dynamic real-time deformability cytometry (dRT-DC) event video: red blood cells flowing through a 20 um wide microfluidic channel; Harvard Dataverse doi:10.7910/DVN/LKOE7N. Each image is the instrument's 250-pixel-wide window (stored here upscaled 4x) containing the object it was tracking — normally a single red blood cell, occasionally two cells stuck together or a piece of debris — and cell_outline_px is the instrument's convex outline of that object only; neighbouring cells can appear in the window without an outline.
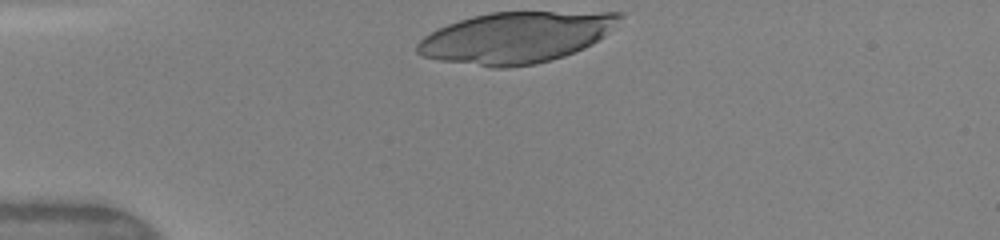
{"species": "human", "species_latin": "Homo sapiens", "temperature_condition": "warm", "stored_images_in_passage": 30, "camera_frame_rate_fps": 3000, "um_per_image_px": 0.085, "donor": {"sex": "female"}, "frame": {"image": 1, "passage_image": 1, "time_ms": 0.0, "image_size_px": [1000, 240], "cell_outline_px": [[624, 16], [604, 36], [592, 44], [584, 48], [564, 56], [536, 64], [508, 68], [496, 68], [440, 60], [420, 56], [416, 52], [416, 44], [424, 36], [448, 24], [472, 16], [492, 12], [624, 12]], "centroid_in_image_um": [43.87, 3.19], "position_along_channel_um": 41.1, "area_um2": 60.17}}